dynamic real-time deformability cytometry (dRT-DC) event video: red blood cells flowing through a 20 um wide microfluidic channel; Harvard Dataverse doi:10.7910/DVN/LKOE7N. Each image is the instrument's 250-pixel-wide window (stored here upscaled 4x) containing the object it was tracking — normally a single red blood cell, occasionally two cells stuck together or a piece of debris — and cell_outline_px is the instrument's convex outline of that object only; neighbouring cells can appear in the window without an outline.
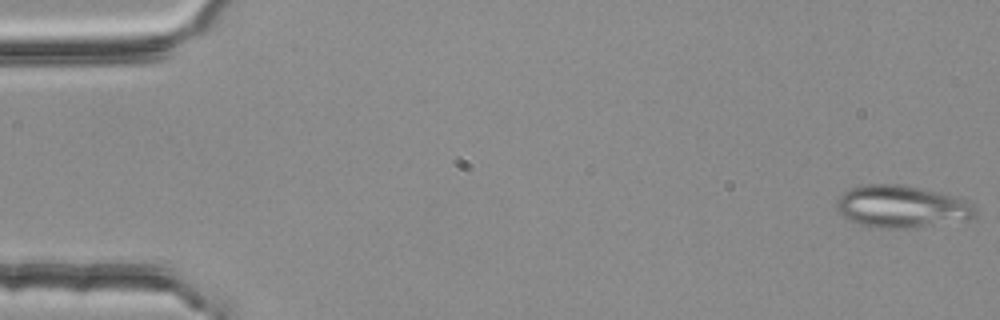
{"species": "common noctule bat (a hibernating species)", "species_latin": "Nyctalus noctula", "temperature_condition": "room temperature", "stored_images_in_passage": 54, "segment_of_instrument_passage": [1, 2], "camera_frame_rate_fps": 3000, "um_per_image_px": 0.085, "animal": {"sex": "female", "body_mass_g": 25.1}, "frame": {"image": 1, "passage_image": 1, "time_ms": 0.0, "image_size_px": [1000, 320], "cell_outline_px": [[976, 216], [968, 220], [904, 228], [872, 228], [860, 224], [836, 212], [836, 200], [844, 192], [852, 188], [868, 184], [900, 184], [936, 192], [952, 196], [972, 204], [976, 208]], "centroid_in_image_um": [76.6, 17.57], "position_along_channel_um": 8.4, "area_um2": 33.76}}